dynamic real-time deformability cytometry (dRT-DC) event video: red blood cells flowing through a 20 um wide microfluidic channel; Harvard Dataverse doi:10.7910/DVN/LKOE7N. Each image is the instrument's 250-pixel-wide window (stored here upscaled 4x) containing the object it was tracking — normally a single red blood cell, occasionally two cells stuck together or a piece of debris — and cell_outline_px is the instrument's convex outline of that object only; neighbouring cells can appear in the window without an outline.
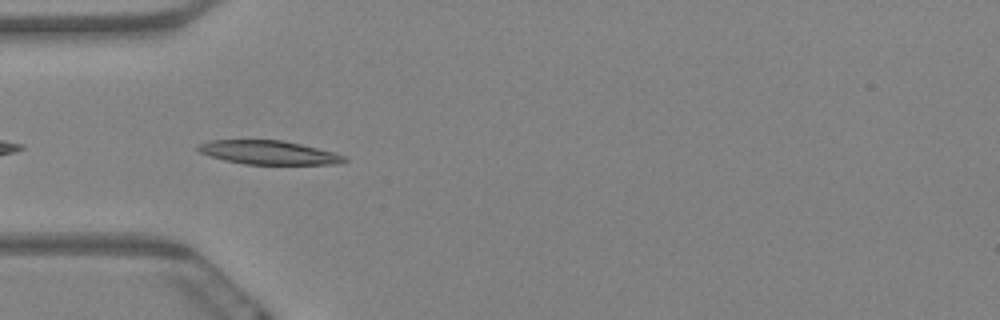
{"species": "Egyptian fruit bat (a non-hibernating species)", "species_latin": "Rousettus aegyptiacus", "temperature_condition": "warm", "stored_images_in_passage": 7, "camera_frame_rate_fps": 3000, "um_per_image_px": 0.085, "animal": {"sex": "female"}, "frame": {"image": 1, "passage_image": 6, "time_ms": 1.667, "image_size_px": [1000, 320], "cell_outline_px": [[348, 160], [340, 164], [244, 164], [224, 160], [200, 152], [196, 148], [200, 144], [208, 140], [280, 140], [300, 144], [336, 152], [344, 156]], "centroid_in_image_um": [22.86, 12.96], "position_along_channel_um": 62.1, "area_um2": 20.17}}
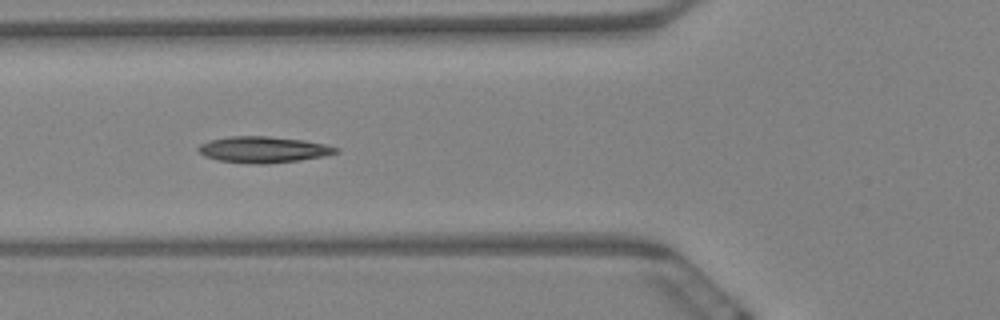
{"frame": {"image": 2, "passage_image": 7, "time_ms": 2.0, "image_size_px": [1000, 320], "cell_outline_px": [[340, 152], [324, 156], [300, 160], [264, 164], [256, 164], [216, 160], [204, 156], [196, 148], [200, 144], [208, 140], [228, 136], [268, 136], [304, 140], [324, 144], [340, 148]], "centroid_in_image_um": [22.37, 12.71], "position_along_channel_um": 103.4, "area_um2": 21.15}}